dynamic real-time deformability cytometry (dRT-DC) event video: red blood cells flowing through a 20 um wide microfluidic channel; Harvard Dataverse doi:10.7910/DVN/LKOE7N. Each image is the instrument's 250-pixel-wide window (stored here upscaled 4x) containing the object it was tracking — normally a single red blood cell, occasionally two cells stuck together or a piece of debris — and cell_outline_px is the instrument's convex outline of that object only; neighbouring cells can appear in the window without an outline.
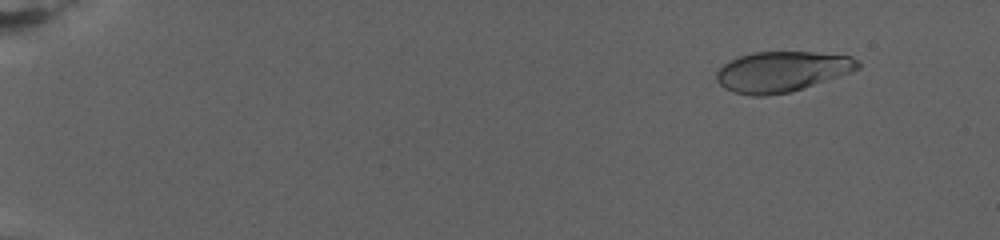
{"species": "human", "species_latin": "Homo sapiens", "temperature_condition": "warm", "stored_images_in_passage": 22, "camera_frame_rate_fps": 3000, "um_per_image_px": 0.085, "donor": {"sex": "female"}, "frame": {"image": 1, "passage_image": 5, "time_ms": 2.667, "image_size_px": [1000, 240], "cell_outline_px": [[860, 68], [788, 92], [764, 96], [752, 96], [736, 92], [724, 88], [716, 80], [716, 72], [728, 60], [752, 52], [812, 52], [852, 56], [860, 64]], "centroid_in_image_um": [66.39, 6.07], "position_along_channel_um": 18.6, "area_um2": 32.71}}
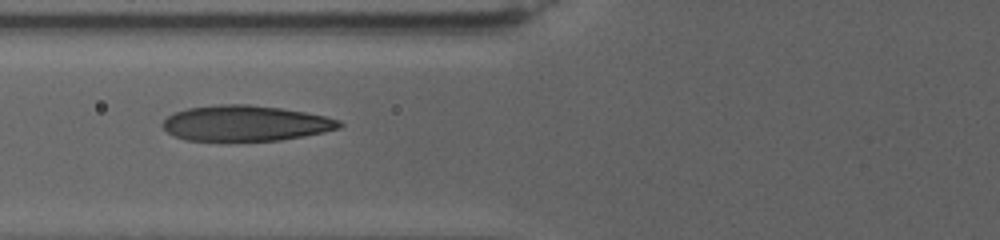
{"frame": {"image": 2, "passage_image": 20, "time_ms": 11.667, "image_size_px": [1000, 240], "cell_outline_px": [[344, 124], [340, 128], [324, 132], [304, 136], [280, 140], [184, 140], [168, 132], [164, 128], [164, 120], [168, 116], [176, 112], [188, 108], [220, 104], [248, 104], [280, 108], [304, 112], [324, 116], [340, 120]], "centroid_in_image_um": [20.9, 10.47], "position_along_channel_um": 104.9, "area_um2": 36.24}}
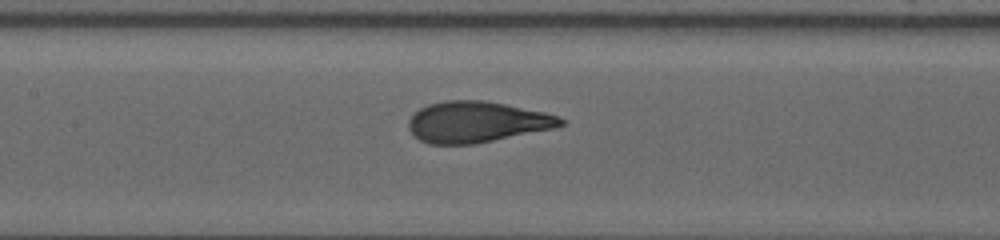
{"frame": {"image": 3, "passage_image": 22, "time_ms": 14.0, "image_size_px": [1000, 240], "cell_outline_px": [[564, 124], [556, 128], [472, 144], [428, 144], [420, 140], [408, 128], [408, 120], [420, 108], [428, 104], [448, 100], [480, 100], [504, 104], [544, 112], [560, 116], [564, 120]], "centroid_in_image_um": [40.53, 10.37], "position_along_channel_um": 166.9, "area_um2": 36.07}}